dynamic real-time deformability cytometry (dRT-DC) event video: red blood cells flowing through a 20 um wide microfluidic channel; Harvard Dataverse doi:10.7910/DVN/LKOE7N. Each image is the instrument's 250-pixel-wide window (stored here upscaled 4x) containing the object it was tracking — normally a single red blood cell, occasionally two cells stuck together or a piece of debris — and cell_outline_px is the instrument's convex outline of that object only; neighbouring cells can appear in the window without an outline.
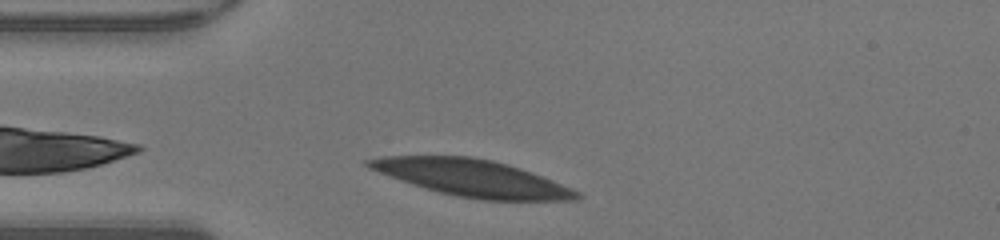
{"species": "human", "species_latin": "Homo sapiens", "temperature_condition": "warm", "stored_images_in_passage": 29, "camera_frame_rate_fps": 3000, "um_per_image_px": 0.085, "donor": {"sex": "male"}, "frame": {"image": 1, "passage_image": 3, "time_ms": 0.667, "image_size_px": [1000, 240], "cell_outline_px": [[584, 196], [576, 200], [480, 200], [440, 192], [412, 184], [400, 180], [368, 168], [364, 164], [364, 160], [380, 156], [472, 156], [492, 160], [508, 164], [532, 172], [572, 188], [580, 192]], "centroid_in_image_um": [40.14, 15.12], "position_along_channel_um": 44.9, "area_um2": 44.39}}
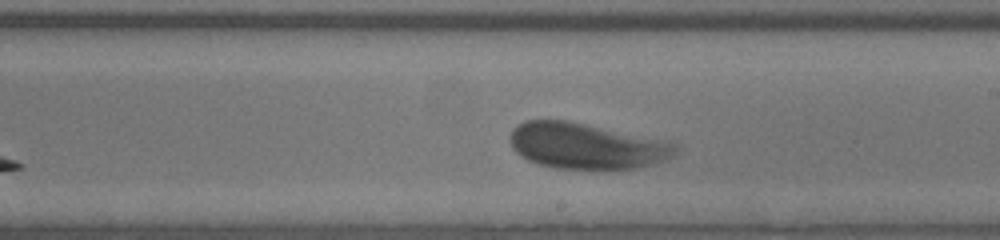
{"frame": {"image": 2, "passage_image": 18, "time_ms": 5.667, "image_size_px": [1000, 240], "cell_outline_px": [[676, 152], [668, 160], [656, 164], [636, 168], [608, 172], [556, 168], [540, 164], [528, 160], [520, 156], [512, 148], [512, 128], [516, 124], [524, 120], [568, 120], [672, 140], [676, 144]], "centroid_in_image_um": [49.94, 12.43], "position_along_channel_um": 239.1, "area_um2": 45.84}}
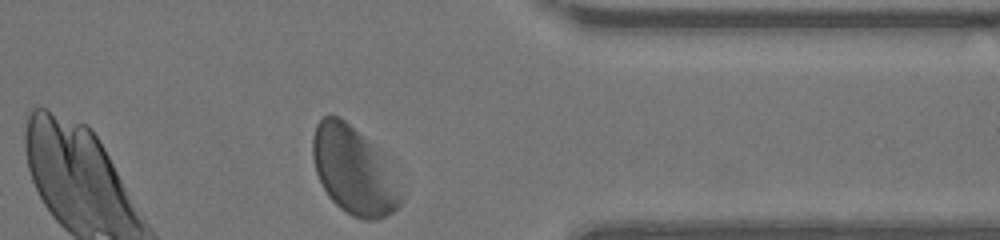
{"frame": {"image": 3, "passage_image": 29, "time_ms": 9.333, "image_size_px": [1000, 240], "cell_outline_px": [[400, 204], [392, 212], [376, 220], [364, 220], [352, 216], [340, 208], [328, 196], [316, 172], [312, 156], [312, 140], [316, 124], [324, 116], [340, 116], [384, 160], [400, 196]], "centroid_in_image_um": [29.96, 14.54], "position_along_channel_um": 381.4, "area_um2": 42.95}, "authors_computed_cell_mechanics": {"area_um2": 45.0262, "velocity_mm_per_s": 4.2074, "shape_relaxation_time_tau1_ms": 3.4098, "shape_relaxation_time_tau2_ms": 1.3492, "deformation_change_tau1": 0.1754, "deformation_change_tau2": 0.0803}}